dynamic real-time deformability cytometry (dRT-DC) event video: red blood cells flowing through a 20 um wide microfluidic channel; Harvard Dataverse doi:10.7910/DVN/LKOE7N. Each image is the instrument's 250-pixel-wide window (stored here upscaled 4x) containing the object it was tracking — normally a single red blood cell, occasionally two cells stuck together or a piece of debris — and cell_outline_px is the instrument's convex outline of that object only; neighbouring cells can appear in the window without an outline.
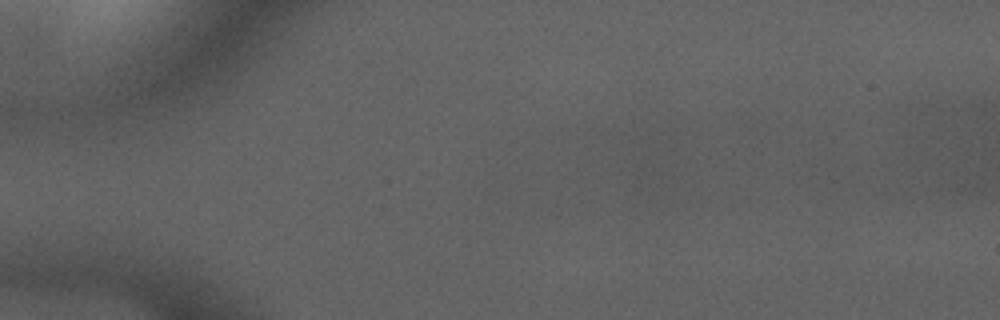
{"species": "common noctule bat (a hibernating species)", "species_latin": "Nyctalus noctula", "temperature_condition": "cold", "stored_images_in_passage": 6, "camera_frame_rate_fps": 3000, "um_per_image_px": 0.085, "animal": {"sex": "male", "forearm_length_mm": 52.5}, "frame": {"image": 1, "passage_image": 3, "time_ms": 2.333, "image_size_px": [1000, 320], "cell_outline_px": [[680, 176], [676, 188], [640, 192], [632, 192], [620, 172], [608, 132], [612, 128], [676, 128], [680, 168]], "centroid_in_image_um": [55.01, 13.39], "position_along_channel_um": 30.0, "area_um2": 27.51}}
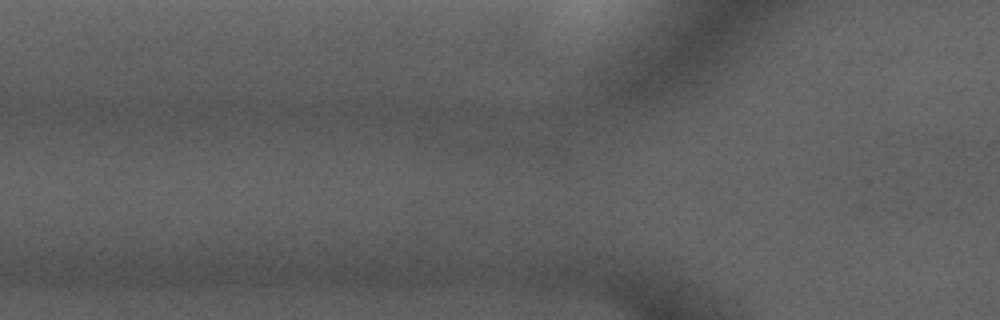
{"frame": {"image": 2, "passage_image": 5, "time_ms": 4.667, "image_size_px": [1000, 320], "cell_outline_px": [[584, 164], [560, 172], [556, 172], [496, 164], [456, 156], [448, 152], [444, 144], [464, 140], [568, 140]], "centroid_in_image_um": [44.18, 13.04], "position_along_channel_um": 81.6, "area_um2": 23.06}}